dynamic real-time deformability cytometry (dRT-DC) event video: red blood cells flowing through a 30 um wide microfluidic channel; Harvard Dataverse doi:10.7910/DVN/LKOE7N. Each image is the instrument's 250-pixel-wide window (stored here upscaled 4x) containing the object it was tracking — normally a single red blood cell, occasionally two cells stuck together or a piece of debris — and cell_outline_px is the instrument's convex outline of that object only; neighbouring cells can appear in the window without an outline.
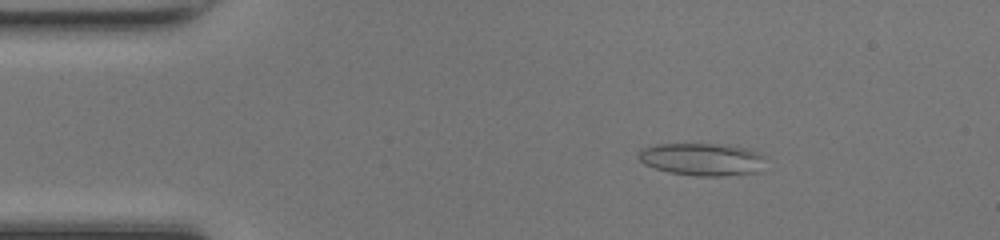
{"species": "common noctule bat (a hibernating species)", "species_latin": "Nyctalus noctula", "temperature_condition": "room temperature", "stored_images_in_passage": 49, "camera_frame_rate_fps": 3000, "um_per_image_px": 0.085, "animal": {"sex": "female", "body_mass_g": 17.0, "forearm_length_mm": 48.0}, "frame": {"image": 1, "passage_image": 8, "time_ms": 2.333, "image_size_px": [1000, 240], "cell_outline_px": [[768, 156], [756, 172], [724, 176], [696, 176], [668, 172], [644, 164], [636, 156], [636, 152], [640, 148], [656, 144], [720, 144], [752, 148]], "centroid_in_image_um": [59.68, 13.52], "position_along_channel_um": 25.3, "area_um2": 24.51}}
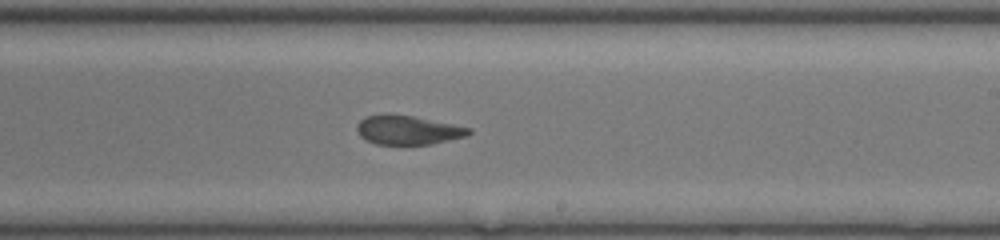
{"frame": {"image": 2, "passage_image": 29, "time_ms": 9.333, "image_size_px": [1000, 240], "cell_outline_px": [[472, 132], [468, 136], [432, 144], [376, 144], [360, 136], [356, 128], [356, 124], [364, 116], [384, 112], [412, 116], [472, 128]], "centroid_in_image_um": [34.65, 11.03], "position_along_channel_um": 254.4, "area_um2": 19.19}}
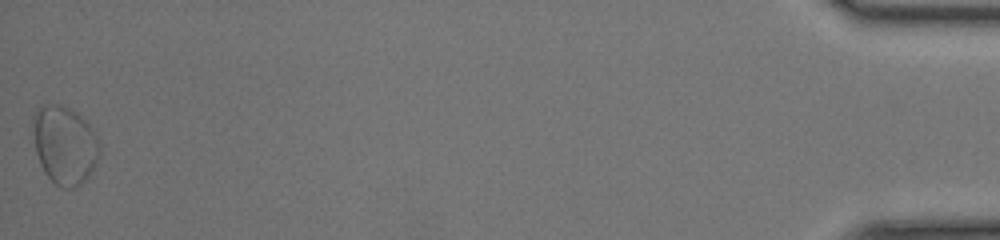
{"frame": {"image": 3, "passage_image": 49, "time_ms": 16.0, "image_size_px": [1000, 240], "cell_outline_px": [[100, 152], [96, 164], [88, 176], [80, 184], [72, 188], [60, 188], [44, 172], [40, 164], [36, 152], [32, 132], [32, 116], [44, 104], [60, 104], [76, 112], [92, 128], [100, 144]], "centroid_in_image_um": [5.48, 12.32], "position_along_channel_um": 429.7, "area_um2": 30.4}, "authors_computed_cell_mechanics": {"area_um2": 20.808, "velocity_mm_per_s": 4.2192, "shape_relaxation_time_tau1_ms": null, "shape_relaxation_time_tau2_ms": 3.4745, "deformation_change_tau1": null, "deformation_change_tau2": 0.113}}